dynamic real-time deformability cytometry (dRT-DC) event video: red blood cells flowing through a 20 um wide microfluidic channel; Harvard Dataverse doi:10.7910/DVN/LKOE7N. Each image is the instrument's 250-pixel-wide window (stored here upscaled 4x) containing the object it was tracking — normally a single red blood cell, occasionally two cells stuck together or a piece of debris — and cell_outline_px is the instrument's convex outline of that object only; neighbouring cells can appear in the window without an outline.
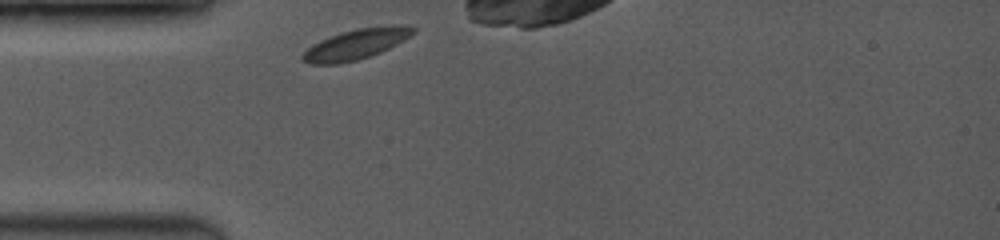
{"species": "common noctule bat (a hibernating species)", "species_latin": "Nyctalus noctula", "temperature_condition": "room temperature", "stored_images_in_passage": 1, "camera_frame_rate_fps": 3500, "um_per_image_px": 0.085, "animal": {"sex": "female", "body_mass_g": 19.0, "forearm_length_mm": 53.3}, "frame": {"image": 1, "passage_image": 1, "time_ms": 0.0, "image_size_px": [1000, 240], "cell_outline_px": [[416, 32], [404, 40], [380, 52], [356, 60], [340, 64], [308, 64], [300, 60], [300, 56], [312, 44], [320, 40], [340, 32], [356, 28], [408, 24], [416, 28]], "centroid_in_image_um": [30.24, 3.75], "position_along_channel_um": 54.8, "area_um2": 19.65}}